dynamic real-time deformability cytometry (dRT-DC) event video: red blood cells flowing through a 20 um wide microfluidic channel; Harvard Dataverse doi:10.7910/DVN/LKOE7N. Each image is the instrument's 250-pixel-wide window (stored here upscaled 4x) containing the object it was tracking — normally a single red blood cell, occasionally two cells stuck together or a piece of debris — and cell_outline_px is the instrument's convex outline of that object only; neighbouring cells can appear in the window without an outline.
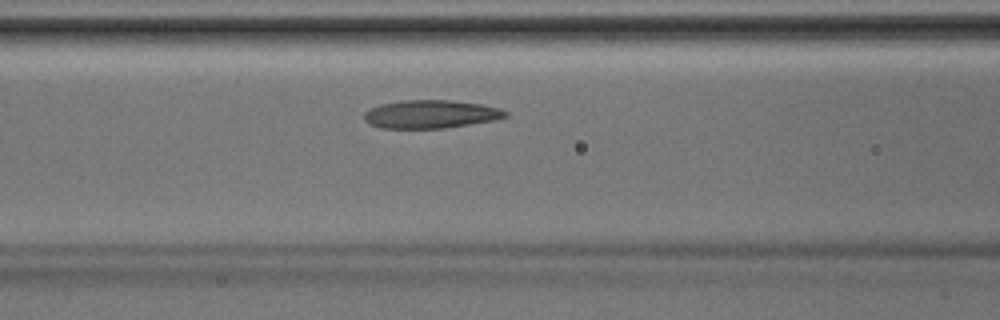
{"species": "Egyptian fruit bat (a non-hibernating species)", "species_latin": "Rousettus aegyptiacus", "temperature_condition": "room temperature", "stored_images_in_passage": 34, "camera_frame_rate_fps": 3000, "um_per_image_px": 0.085, "animal": {"sex": "male"}, "frame": {"image": 1, "passage_image": 10, "time_ms": 3.0, "image_size_px": [1000, 320], "cell_outline_px": [[508, 116], [496, 120], [444, 128], [380, 128], [368, 124], [364, 120], [364, 112], [368, 108], [380, 104], [400, 100], [452, 100], [480, 104], [500, 108], [508, 112]], "centroid_in_image_um": [36.58, 9.7], "position_along_channel_um": 130.0, "area_um2": 23.47}}
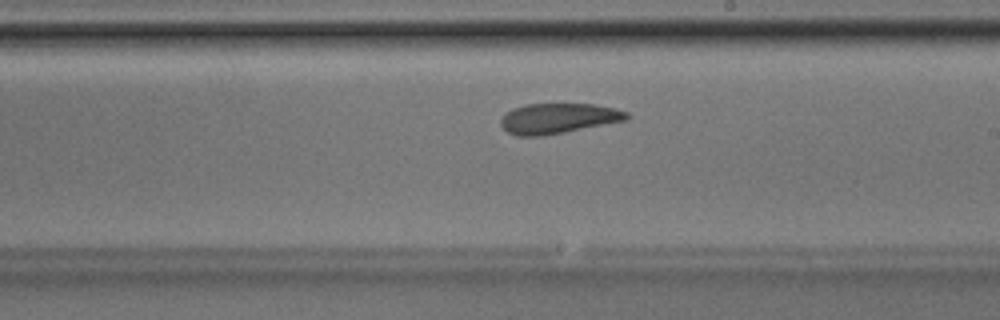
{"frame": {"image": 2, "passage_image": 17, "time_ms": 5.333, "image_size_px": [1000, 320], "cell_outline_px": [[632, 116], [628, 120], [564, 132], [540, 136], [516, 136], [508, 132], [500, 124], [500, 120], [504, 112], [512, 108], [524, 104], [596, 104], [616, 108], [628, 112]], "centroid_in_image_um": [47.46, 10.05], "position_along_channel_um": 241.5, "area_um2": 22.48}}
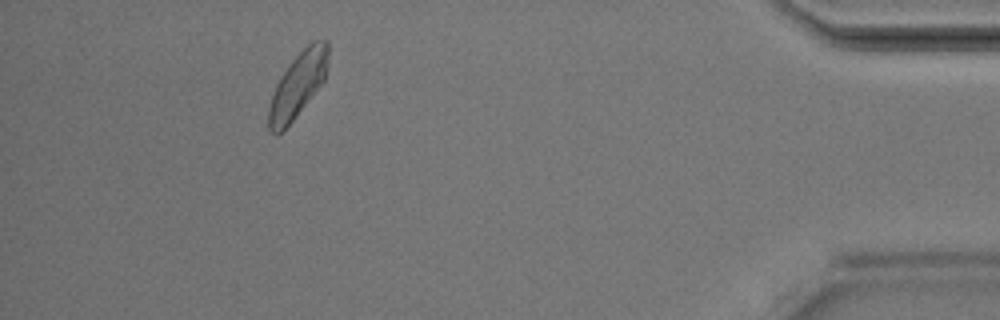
{"frame": {"image": 3, "passage_image": 31, "time_ms": 10.0, "image_size_px": [1000, 320], "cell_outline_px": [[328, 60], [324, 80], [292, 120], [276, 136], [268, 128], [268, 108], [276, 84], [280, 76], [288, 64], [312, 40], [328, 40]], "centroid_in_image_um": [25.3, 7.18], "position_along_channel_um": 409.9, "area_um2": 22.02}}